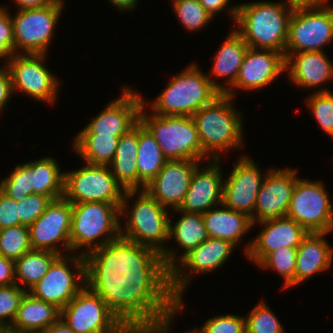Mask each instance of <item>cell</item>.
I'll return each instance as SVG.
<instances>
[{
  "instance_id": "6da1fadb",
  "label": "cell",
  "mask_w": 333,
  "mask_h": 333,
  "mask_svg": "<svg viewBox=\"0 0 333 333\" xmlns=\"http://www.w3.org/2000/svg\"><path fill=\"white\" fill-rule=\"evenodd\" d=\"M147 293L134 271L100 270L60 310V318L75 333H119L142 309Z\"/></svg>"
},
{
  "instance_id": "7a4b0ae2",
  "label": "cell",
  "mask_w": 333,
  "mask_h": 333,
  "mask_svg": "<svg viewBox=\"0 0 333 333\" xmlns=\"http://www.w3.org/2000/svg\"><path fill=\"white\" fill-rule=\"evenodd\" d=\"M137 199L120 225L121 270L141 274L167 247L169 216L166 208L145 189L137 190ZM124 228V229H123Z\"/></svg>"
},
{
  "instance_id": "3957f363",
  "label": "cell",
  "mask_w": 333,
  "mask_h": 333,
  "mask_svg": "<svg viewBox=\"0 0 333 333\" xmlns=\"http://www.w3.org/2000/svg\"><path fill=\"white\" fill-rule=\"evenodd\" d=\"M119 217L120 209L114 204L97 201L72 204L71 252L85 247L81 254L101 270H121Z\"/></svg>"
},
{
  "instance_id": "277c9868",
  "label": "cell",
  "mask_w": 333,
  "mask_h": 333,
  "mask_svg": "<svg viewBox=\"0 0 333 333\" xmlns=\"http://www.w3.org/2000/svg\"><path fill=\"white\" fill-rule=\"evenodd\" d=\"M295 3L258 1L229 7L237 32L249 47L270 49L284 54L289 20Z\"/></svg>"
},
{
  "instance_id": "5b68a950",
  "label": "cell",
  "mask_w": 333,
  "mask_h": 333,
  "mask_svg": "<svg viewBox=\"0 0 333 333\" xmlns=\"http://www.w3.org/2000/svg\"><path fill=\"white\" fill-rule=\"evenodd\" d=\"M200 70L198 65L192 63L181 73L171 76L167 87L150 104L153 114L192 117L221 93L227 92V86Z\"/></svg>"
},
{
  "instance_id": "8992f818",
  "label": "cell",
  "mask_w": 333,
  "mask_h": 333,
  "mask_svg": "<svg viewBox=\"0 0 333 333\" xmlns=\"http://www.w3.org/2000/svg\"><path fill=\"white\" fill-rule=\"evenodd\" d=\"M233 249L235 246L230 242L209 237L178 261V264L148 293L158 301L175 303L180 310H183L182 295L188 287L192 274L212 273L213 270L224 265ZM186 269H190L191 273L186 274Z\"/></svg>"
},
{
  "instance_id": "52a82bcc",
  "label": "cell",
  "mask_w": 333,
  "mask_h": 333,
  "mask_svg": "<svg viewBox=\"0 0 333 333\" xmlns=\"http://www.w3.org/2000/svg\"><path fill=\"white\" fill-rule=\"evenodd\" d=\"M232 99V96L221 93L192 116L203 150V160H220L217 153L244 145L242 114L234 108Z\"/></svg>"
},
{
  "instance_id": "ba28073f",
  "label": "cell",
  "mask_w": 333,
  "mask_h": 333,
  "mask_svg": "<svg viewBox=\"0 0 333 333\" xmlns=\"http://www.w3.org/2000/svg\"><path fill=\"white\" fill-rule=\"evenodd\" d=\"M68 264L74 266V272ZM100 270L89 257L80 252L77 255H59L49 266L46 275L28 292L34 298L51 303L61 310Z\"/></svg>"
},
{
  "instance_id": "9c48e42d",
  "label": "cell",
  "mask_w": 333,
  "mask_h": 333,
  "mask_svg": "<svg viewBox=\"0 0 333 333\" xmlns=\"http://www.w3.org/2000/svg\"><path fill=\"white\" fill-rule=\"evenodd\" d=\"M84 167L65 172L64 198L72 204L83 202H104L114 204L124 216L129 199L137 190L125 191L107 165L84 163Z\"/></svg>"
},
{
  "instance_id": "30bf717a",
  "label": "cell",
  "mask_w": 333,
  "mask_h": 333,
  "mask_svg": "<svg viewBox=\"0 0 333 333\" xmlns=\"http://www.w3.org/2000/svg\"><path fill=\"white\" fill-rule=\"evenodd\" d=\"M146 104L143 99L139 120L154 136L163 155L168 160L203 161V150L193 117L147 115Z\"/></svg>"
},
{
  "instance_id": "8fae6325",
  "label": "cell",
  "mask_w": 333,
  "mask_h": 333,
  "mask_svg": "<svg viewBox=\"0 0 333 333\" xmlns=\"http://www.w3.org/2000/svg\"><path fill=\"white\" fill-rule=\"evenodd\" d=\"M332 40L333 6L327 3L295 4L284 53L323 51Z\"/></svg>"
},
{
  "instance_id": "7c38bea8",
  "label": "cell",
  "mask_w": 333,
  "mask_h": 333,
  "mask_svg": "<svg viewBox=\"0 0 333 333\" xmlns=\"http://www.w3.org/2000/svg\"><path fill=\"white\" fill-rule=\"evenodd\" d=\"M184 213L175 224L169 220V240L174 238L184 251L179 256L173 249L166 248L141 274L143 288L149 292L186 254L207 240L208 234L203 215L200 213ZM173 237V238H172ZM178 259V260H177Z\"/></svg>"
},
{
  "instance_id": "4fadbf2b",
  "label": "cell",
  "mask_w": 333,
  "mask_h": 333,
  "mask_svg": "<svg viewBox=\"0 0 333 333\" xmlns=\"http://www.w3.org/2000/svg\"><path fill=\"white\" fill-rule=\"evenodd\" d=\"M321 181L298 178L286 217L296 221L308 233L333 231V207Z\"/></svg>"
},
{
  "instance_id": "5bb4252c",
  "label": "cell",
  "mask_w": 333,
  "mask_h": 333,
  "mask_svg": "<svg viewBox=\"0 0 333 333\" xmlns=\"http://www.w3.org/2000/svg\"><path fill=\"white\" fill-rule=\"evenodd\" d=\"M63 7L64 3H57L16 10L15 16H11L14 53L46 54Z\"/></svg>"
},
{
  "instance_id": "9a60e30c",
  "label": "cell",
  "mask_w": 333,
  "mask_h": 333,
  "mask_svg": "<svg viewBox=\"0 0 333 333\" xmlns=\"http://www.w3.org/2000/svg\"><path fill=\"white\" fill-rule=\"evenodd\" d=\"M45 58L46 54L14 53L5 67L10 73L14 92L20 91L36 101L52 104L58 95L59 79L44 66Z\"/></svg>"
},
{
  "instance_id": "2e32d148",
  "label": "cell",
  "mask_w": 333,
  "mask_h": 333,
  "mask_svg": "<svg viewBox=\"0 0 333 333\" xmlns=\"http://www.w3.org/2000/svg\"><path fill=\"white\" fill-rule=\"evenodd\" d=\"M71 218V202L64 197L52 200L44 213L29 226L32 250H47L63 255L64 252L56 245L64 243L63 250L71 252Z\"/></svg>"
},
{
  "instance_id": "e0dca14e",
  "label": "cell",
  "mask_w": 333,
  "mask_h": 333,
  "mask_svg": "<svg viewBox=\"0 0 333 333\" xmlns=\"http://www.w3.org/2000/svg\"><path fill=\"white\" fill-rule=\"evenodd\" d=\"M235 164L228 180L223 183L222 205L252 218L266 174L261 173L256 162L246 155Z\"/></svg>"
},
{
  "instance_id": "ac0fdd59",
  "label": "cell",
  "mask_w": 333,
  "mask_h": 333,
  "mask_svg": "<svg viewBox=\"0 0 333 333\" xmlns=\"http://www.w3.org/2000/svg\"><path fill=\"white\" fill-rule=\"evenodd\" d=\"M266 172L257 195L253 225L269 219L286 217L295 183L297 169H272Z\"/></svg>"
},
{
  "instance_id": "d6986e66",
  "label": "cell",
  "mask_w": 333,
  "mask_h": 333,
  "mask_svg": "<svg viewBox=\"0 0 333 333\" xmlns=\"http://www.w3.org/2000/svg\"><path fill=\"white\" fill-rule=\"evenodd\" d=\"M121 97L111 101L78 134H100L121 137L139 121L144 97L123 87Z\"/></svg>"
},
{
  "instance_id": "ffe728a7",
  "label": "cell",
  "mask_w": 333,
  "mask_h": 333,
  "mask_svg": "<svg viewBox=\"0 0 333 333\" xmlns=\"http://www.w3.org/2000/svg\"><path fill=\"white\" fill-rule=\"evenodd\" d=\"M285 72V56L270 49L249 47L241 64L235 84L225 94L234 98V89L261 90Z\"/></svg>"
},
{
  "instance_id": "44dd1931",
  "label": "cell",
  "mask_w": 333,
  "mask_h": 333,
  "mask_svg": "<svg viewBox=\"0 0 333 333\" xmlns=\"http://www.w3.org/2000/svg\"><path fill=\"white\" fill-rule=\"evenodd\" d=\"M198 165L197 160H168L145 190L167 210V206L176 210L183 203Z\"/></svg>"
},
{
  "instance_id": "7402d4cb",
  "label": "cell",
  "mask_w": 333,
  "mask_h": 333,
  "mask_svg": "<svg viewBox=\"0 0 333 333\" xmlns=\"http://www.w3.org/2000/svg\"><path fill=\"white\" fill-rule=\"evenodd\" d=\"M259 224L265 227L244 249L245 255L257 266L278 248L298 247L308 234L301 225L288 217L269 219Z\"/></svg>"
},
{
  "instance_id": "603a6c76",
  "label": "cell",
  "mask_w": 333,
  "mask_h": 333,
  "mask_svg": "<svg viewBox=\"0 0 333 333\" xmlns=\"http://www.w3.org/2000/svg\"><path fill=\"white\" fill-rule=\"evenodd\" d=\"M219 162V159L211 160L205 168L199 165L195 168L179 211L203 214L222 204L224 180Z\"/></svg>"
},
{
  "instance_id": "cb8c5ba5",
  "label": "cell",
  "mask_w": 333,
  "mask_h": 333,
  "mask_svg": "<svg viewBox=\"0 0 333 333\" xmlns=\"http://www.w3.org/2000/svg\"><path fill=\"white\" fill-rule=\"evenodd\" d=\"M285 73L297 87L312 89L333 80V63L324 51L284 53Z\"/></svg>"
},
{
  "instance_id": "d4e9b609",
  "label": "cell",
  "mask_w": 333,
  "mask_h": 333,
  "mask_svg": "<svg viewBox=\"0 0 333 333\" xmlns=\"http://www.w3.org/2000/svg\"><path fill=\"white\" fill-rule=\"evenodd\" d=\"M328 233H308L297 247L294 286L330 268L333 249L324 237Z\"/></svg>"
},
{
  "instance_id": "484cf974",
  "label": "cell",
  "mask_w": 333,
  "mask_h": 333,
  "mask_svg": "<svg viewBox=\"0 0 333 333\" xmlns=\"http://www.w3.org/2000/svg\"><path fill=\"white\" fill-rule=\"evenodd\" d=\"M220 206L202 214L208 237L228 241L237 247L253 226L251 217L222 204Z\"/></svg>"
},
{
  "instance_id": "4316f807",
  "label": "cell",
  "mask_w": 333,
  "mask_h": 333,
  "mask_svg": "<svg viewBox=\"0 0 333 333\" xmlns=\"http://www.w3.org/2000/svg\"><path fill=\"white\" fill-rule=\"evenodd\" d=\"M59 318L60 309L58 307L34 298L29 292H26L10 327L22 333H42Z\"/></svg>"
},
{
  "instance_id": "83f0119b",
  "label": "cell",
  "mask_w": 333,
  "mask_h": 333,
  "mask_svg": "<svg viewBox=\"0 0 333 333\" xmlns=\"http://www.w3.org/2000/svg\"><path fill=\"white\" fill-rule=\"evenodd\" d=\"M138 122L118 141L113 162L109 165L117 182L127 190H138Z\"/></svg>"
},
{
  "instance_id": "f1b7e54d",
  "label": "cell",
  "mask_w": 333,
  "mask_h": 333,
  "mask_svg": "<svg viewBox=\"0 0 333 333\" xmlns=\"http://www.w3.org/2000/svg\"><path fill=\"white\" fill-rule=\"evenodd\" d=\"M214 56L212 77L225 78L230 89L236 82L244 56L249 48L242 36L236 31L230 32Z\"/></svg>"
},
{
  "instance_id": "f546056e",
  "label": "cell",
  "mask_w": 333,
  "mask_h": 333,
  "mask_svg": "<svg viewBox=\"0 0 333 333\" xmlns=\"http://www.w3.org/2000/svg\"><path fill=\"white\" fill-rule=\"evenodd\" d=\"M168 159L163 155L158 142L151 132L138 121V190L146 185L159 173Z\"/></svg>"
},
{
  "instance_id": "4dcf8cb0",
  "label": "cell",
  "mask_w": 333,
  "mask_h": 333,
  "mask_svg": "<svg viewBox=\"0 0 333 333\" xmlns=\"http://www.w3.org/2000/svg\"><path fill=\"white\" fill-rule=\"evenodd\" d=\"M31 170V186L33 194L50 197L52 200L64 196L65 172H61L53 157H44L26 162Z\"/></svg>"
},
{
  "instance_id": "1f68e13d",
  "label": "cell",
  "mask_w": 333,
  "mask_h": 333,
  "mask_svg": "<svg viewBox=\"0 0 333 333\" xmlns=\"http://www.w3.org/2000/svg\"><path fill=\"white\" fill-rule=\"evenodd\" d=\"M178 312L180 308L175 303L158 301L147 293L138 312V333H169Z\"/></svg>"
},
{
  "instance_id": "d6a6232c",
  "label": "cell",
  "mask_w": 333,
  "mask_h": 333,
  "mask_svg": "<svg viewBox=\"0 0 333 333\" xmlns=\"http://www.w3.org/2000/svg\"><path fill=\"white\" fill-rule=\"evenodd\" d=\"M118 136L100 134H76L74 149L85 163L109 166L115 157Z\"/></svg>"
},
{
  "instance_id": "836d02e7",
  "label": "cell",
  "mask_w": 333,
  "mask_h": 333,
  "mask_svg": "<svg viewBox=\"0 0 333 333\" xmlns=\"http://www.w3.org/2000/svg\"><path fill=\"white\" fill-rule=\"evenodd\" d=\"M59 255L47 250H31L15 261L16 284L25 291H29L42 279L51 263ZM28 287V289H26Z\"/></svg>"
},
{
  "instance_id": "e575fe53",
  "label": "cell",
  "mask_w": 333,
  "mask_h": 333,
  "mask_svg": "<svg viewBox=\"0 0 333 333\" xmlns=\"http://www.w3.org/2000/svg\"><path fill=\"white\" fill-rule=\"evenodd\" d=\"M32 250L29 227L19 225L0 229V255L16 261Z\"/></svg>"
},
{
  "instance_id": "d590c367",
  "label": "cell",
  "mask_w": 333,
  "mask_h": 333,
  "mask_svg": "<svg viewBox=\"0 0 333 333\" xmlns=\"http://www.w3.org/2000/svg\"><path fill=\"white\" fill-rule=\"evenodd\" d=\"M297 247H282L271 252L258 266L275 270L284 279L283 289L294 286Z\"/></svg>"
},
{
  "instance_id": "8d00e7d4",
  "label": "cell",
  "mask_w": 333,
  "mask_h": 333,
  "mask_svg": "<svg viewBox=\"0 0 333 333\" xmlns=\"http://www.w3.org/2000/svg\"><path fill=\"white\" fill-rule=\"evenodd\" d=\"M172 5L177 18L187 31L201 30L214 18L199 0H173Z\"/></svg>"
},
{
  "instance_id": "74e56055",
  "label": "cell",
  "mask_w": 333,
  "mask_h": 333,
  "mask_svg": "<svg viewBox=\"0 0 333 333\" xmlns=\"http://www.w3.org/2000/svg\"><path fill=\"white\" fill-rule=\"evenodd\" d=\"M318 90L306 102L318 125L333 139V93L328 88Z\"/></svg>"
},
{
  "instance_id": "f35d334b",
  "label": "cell",
  "mask_w": 333,
  "mask_h": 333,
  "mask_svg": "<svg viewBox=\"0 0 333 333\" xmlns=\"http://www.w3.org/2000/svg\"><path fill=\"white\" fill-rule=\"evenodd\" d=\"M246 319V333H285L282 324L263 301L256 305Z\"/></svg>"
},
{
  "instance_id": "ab89813d",
  "label": "cell",
  "mask_w": 333,
  "mask_h": 333,
  "mask_svg": "<svg viewBox=\"0 0 333 333\" xmlns=\"http://www.w3.org/2000/svg\"><path fill=\"white\" fill-rule=\"evenodd\" d=\"M0 190L15 201L33 194L31 170L25 164H19L9 177L0 181Z\"/></svg>"
},
{
  "instance_id": "60d3db41",
  "label": "cell",
  "mask_w": 333,
  "mask_h": 333,
  "mask_svg": "<svg viewBox=\"0 0 333 333\" xmlns=\"http://www.w3.org/2000/svg\"><path fill=\"white\" fill-rule=\"evenodd\" d=\"M26 292L16 283L10 286H0V327L12 325L20 301ZM6 318L9 320L6 321Z\"/></svg>"
},
{
  "instance_id": "b9f144b4",
  "label": "cell",
  "mask_w": 333,
  "mask_h": 333,
  "mask_svg": "<svg viewBox=\"0 0 333 333\" xmlns=\"http://www.w3.org/2000/svg\"><path fill=\"white\" fill-rule=\"evenodd\" d=\"M51 201L50 197L39 194H30L18 201L20 223L29 227L44 213Z\"/></svg>"
},
{
  "instance_id": "7bdbcfd3",
  "label": "cell",
  "mask_w": 333,
  "mask_h": 333,
  "mask_svg": "<svg viewBox=\"0 0 333 333\" xmlns=\"http://www.w3.org/2000/svg\"><path fill=\"white\" fill-rule=\"evenodd\" d=\"M200 330L203 333H246V319L232 314L219 315L207 319Z\"/></svg>"
},
{
  "instance_id": "ee69618b",
  "label": "cell",
  "mask_w": 333,
  "mask_h": 333,
  "mask_svg": "<svg viewBox=\"0 0 333 333\" xmlns=\"http://www.w3.org/2000/svg\"><path fill=\"white\" fill-rule=\"evenodd\" d=\"M6 7L0 6V60L9 61L14 54V36L11 14Z\"/></svg>"
},
{
  "instance_id": "f6af8a7d",
  "label": "cell",
  "mask_w": 333,
  "mask_h": 333,
  "mask_svg": "<svg viewBox=\"0 0 333 333\" xmlns=\"http://www.w3.org/2000/svg\"><path fill=\"white\" fill-rule=\"evenodd\" d=\"M19 225L18 202L0 190V229Z\"/></svg>"
},
{
  "instance_id": "bcb514c9",
  "label": "cell",
  "mask_w": 333,
  "mask_h": 333,
  "mask_svg": "<svg viewBox=\"0 0 333 333\" xmlns=\"http://www.w3.org/2000/svg\"><path fill=\"white\" fill-rule=\"evenodd\" d=\"M12 93H14L11 76L8 69L5 67H0V114L4 107H6V103L10 100Z\"/></svg>"
},
{
  "instance_id": "7dc6e473",
  "label": "cell",
  "mask_w": 333,
  "mask_h": 333,
  "mask_svg": "<svg viewBox=\"0 0 333 333\" xmlns=\"http://www.w3.org/2000/svg\"><path fill=\"white\" fill-rule=\"evenodd\" d=\"M15 261L0 255V286H10L15 281Z\"/></svg>"
},
{
  "instance_id": "c3c4849f",
  "label": "cell",
  "mask_w": 333,
  "mask_h": 333,
  "mask_svg": "<svg viewBox=\"0 0 333 333\" xmlns=\"http://www.w3.org/2000/svg\"><path fill=\"white\" fill-rule=\"evenodd\" d=\"M17 10L39 8L47 5L64 3L65 0H14ZM18 5V6H17Z\"/></svg>"
},
{
  "instance_id": "681fc988",
  "label": "cell",
  "mask_w": 333,
  "mask_h": 333,
  "mask_svg": "<svg viewBox=\"0 0 333 333\" xmlns=\"http://www.w3.org/2000/svg\"><path fill=\"white\" fill-rule=\"evenodd\" d=\"M201 5L214 17L222 10H225L229 0H199Z\"/></svg>"
},
{
  "instance_id": "f907efd6",
  "label": "cell",
  "mask_w": 333,
  "mask_h": 333,
  "mask_svg": "<svg viewBox=\"0 0 333 333\" xmlns=\"http://www.w3.org/2000/svg\"><path fill=\"white\" fill-rule=\"evenodd\" d=\"M42 333H75L67 324L59 318L56 322L52 323Z\"/></svg>"
},
{
  "instance_id": "816d5d0a",
  "label": "cell",
  "mask_w": 333,
  "mask_h": 333,
  "mask_svg": "<svg viewBox=\"0 0 333 333\" xmlns=\"http://www.w3.org/2000/svg\"><path fill=\"white\" fill-rule=\"evenodd\" d=\"M138 0H109L110 4L112 6H115L118 10L122 11H128L129 10H135Z\"/></svg>"
},
{
  "instance_id": "f5cc1de1",
  "label": "cell",
  "mask_w": 333,
  "mask_h": 333,
  "mask_svg": "<svg viewBox=\"0 0 333 333\" xmlns=\"http://www.w3.org/2000/svg\"><path fill=\"white\" fill-rule=\"evenodd\" d=\"M119 333H138V313L126 324Z\"/></svg>"
},
{
  "instance_id": "db71d44e",
  "label": "cell",
  "mask_w": 333,
  "mask_h": 333,
  "mask_svg": "<svg viewBox=\"0 0 333 333\" xmlns=\"http://www.w3.org/2000/svg\"><path fill=\"white\" fill-rule=\"evenodd\" d=\"M295 4L327 3V0H289Z\"/></svg>"
},
{
  "instance_id": "11a10c76",
  "label": "cell",
  "mask_w": 333,
  "mask_h": 333,
  "mask_svg": "<svg viewBox=\"0 0 333 333\" xmlns=\"http://www.w3.org/2000/svg\"><path fill=\"white\" fill-rule=\"evenodd\" d=\"M0 333H22V332L12 329L11 327H0Z\"/></svg>"
},
{
  "instance_id": "9f6ffc18",
  "label": "cell",
  "mask_w": 333,
  "mask_h": 333,
  "mask_svg": "<svg viewBox=\"0 0 333 333\" xmlns=\"http://www.w3.org/2000/svg\"><path fill=\"white\" fill-rule=\"evenodd\" d=\"M185 333H203V332L200 329L195 328L194 330L189 331V332L187 331Z\"/></svg>"
}]
</instances>
